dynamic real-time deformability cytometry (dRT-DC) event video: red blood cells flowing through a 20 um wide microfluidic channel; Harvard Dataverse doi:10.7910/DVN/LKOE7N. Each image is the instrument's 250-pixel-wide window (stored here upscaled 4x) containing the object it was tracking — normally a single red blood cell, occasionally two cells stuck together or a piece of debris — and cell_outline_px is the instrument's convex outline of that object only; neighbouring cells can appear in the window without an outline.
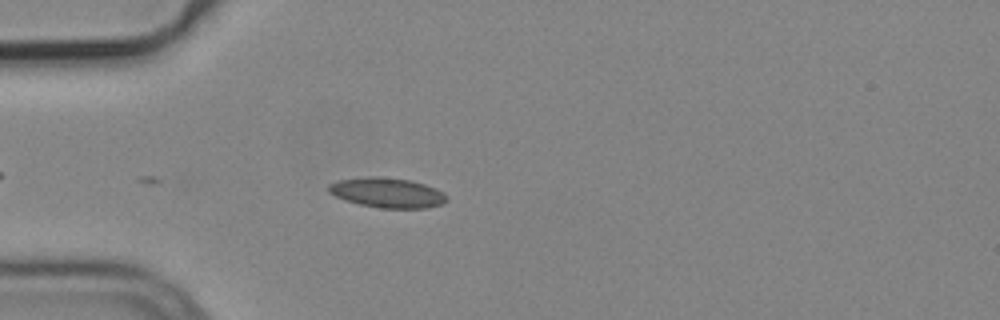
{"species": "common noctule bat (a hibernating species)", "species_latin": "Nyctalus noctula", "temperature_condition": "cold", "stored_images_in_passage": 4, "camera_frame_rate_fps": 3000, "um_per_image_px": 0.085, "animal": {"sex": "male", "body_mass_g": 19.2, "forearm_length_mm": 51.8}, "frame": {"image": 1, "passage_image": 4, "time_ms": 1.0, "image_size_px": [1000, 320], "cell_outline_px": [[448, 200], [440, 204], [424, 208], [380, 208], [360, 204], [344, 200], [328, 192], [328, 184], [340, 180], [368, 176], [380, 176], [408, 180], [424, 184], [436, 188], [444, 192], [448, 196]], "centroid_in_image_um": [32.92, 16.37], "position_along_channel_um": 52.1, "area_um2": 20.58}}